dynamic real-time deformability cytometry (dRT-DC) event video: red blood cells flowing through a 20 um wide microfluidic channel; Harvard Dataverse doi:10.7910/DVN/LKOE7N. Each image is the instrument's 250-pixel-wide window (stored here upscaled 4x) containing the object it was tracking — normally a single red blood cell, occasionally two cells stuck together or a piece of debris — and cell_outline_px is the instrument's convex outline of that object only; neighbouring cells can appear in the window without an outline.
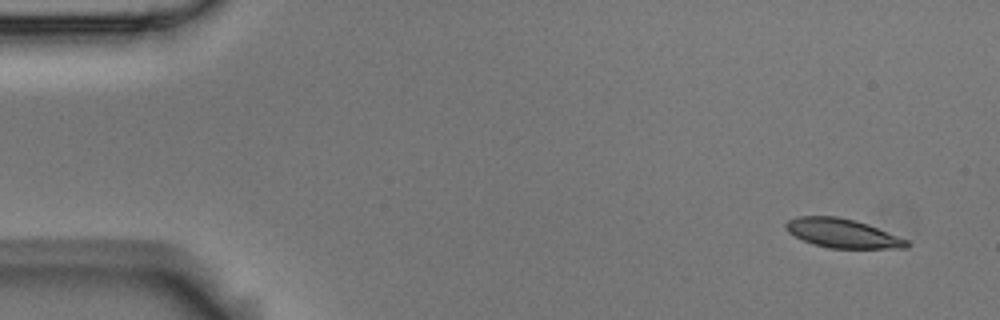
{"species": "Egyptian fruit bat (a non-hibernating species)", "species_latin": "Rousettus aegyptiacus", "temperature_condition": "room temperature", "stored_images_in_passage": 52, "camera_frame_rate_fps": 3000, "um_per_image_px": 0.085, "animal": {"sex": "male"}, "frame": {"image": 1, "passage_image": 1, "time_ms": 0.0, "image_size_px": [1000, 320], "cell_outline_px": [[912, 244], [908, 248], [828, 248], [812, 244], [788, 232], [784, 228], [784, 224], [788, 220], [796, 216], [836, 216], [856, 220], [868, 224], [908, 240]], "centroid_in_image_um": [71.61, 19.82], "position_along_channel_um": 13.4, "area_um2": 20.58}}
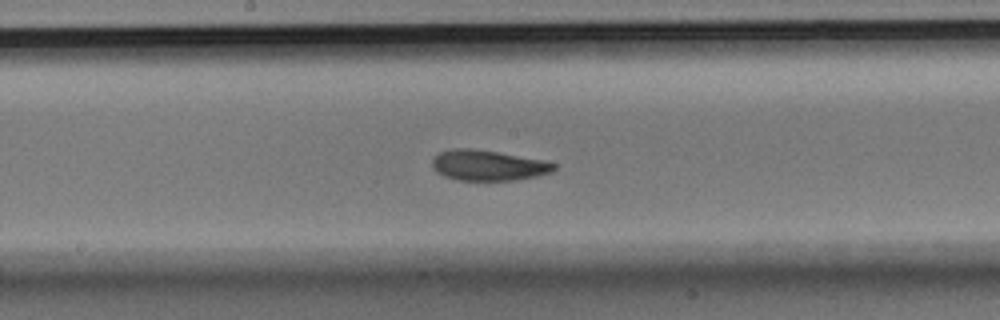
{"frame": {"image": 2, "passage_image": 26, "time_ms": 8.333, "image_size_px": [1000, 320], "cell_outline_px": [[556, 168], [552, 172], [536, 176], [516, 180], [456, 180], [444, 176], [436, 172], [432, 168], [432, 160], [440, 152], [452, 148], [468, 148], [496, 152], [540, 160], [556, 164]], "centroid_in_image_um": [41.44, 14.07], "position_along_channel_um": 206.8, "area_um2": 21.39}}
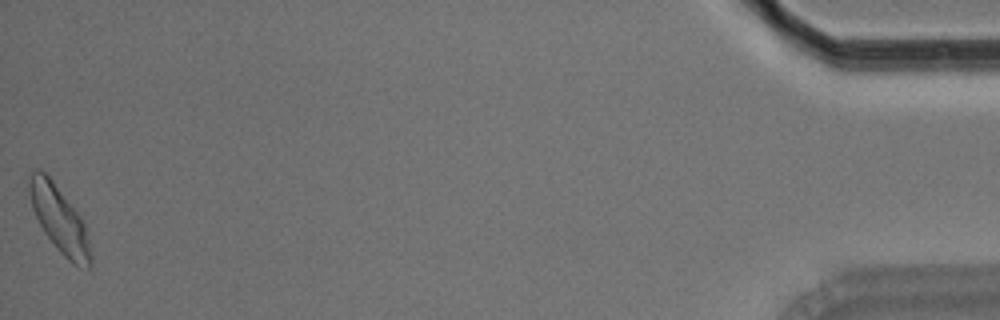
{"frame": {"image": 3, "passage_image": 52, "time_ms": 17.0, "image_size_px": [1000, 320], "cell_outline_px": [[92, 264], [88, 268], [72, 264], [56, 248], [44, 232], [32, 208], [28, 192], [28, 176], [36, 168], [40, 168], [52, 180], [80, 216], [84, 224], [92, 256]], "centroid_in_image_um": [5.02, 18.64], "position_along_channel_um": 430.2, "area_um2": 23.52}, "authors_computed_cell_mechanics": {"area_um2": 21.8195, "velocity_mm_per_s": 3.6879, "shape_relaxation_time_tau1_ms": 4.0676, "shape_relaxation_time_tau2_ms": 2.9223, "deformation_change_tau1": 0.1258, "deformation_change_tau2": 0.0906}}